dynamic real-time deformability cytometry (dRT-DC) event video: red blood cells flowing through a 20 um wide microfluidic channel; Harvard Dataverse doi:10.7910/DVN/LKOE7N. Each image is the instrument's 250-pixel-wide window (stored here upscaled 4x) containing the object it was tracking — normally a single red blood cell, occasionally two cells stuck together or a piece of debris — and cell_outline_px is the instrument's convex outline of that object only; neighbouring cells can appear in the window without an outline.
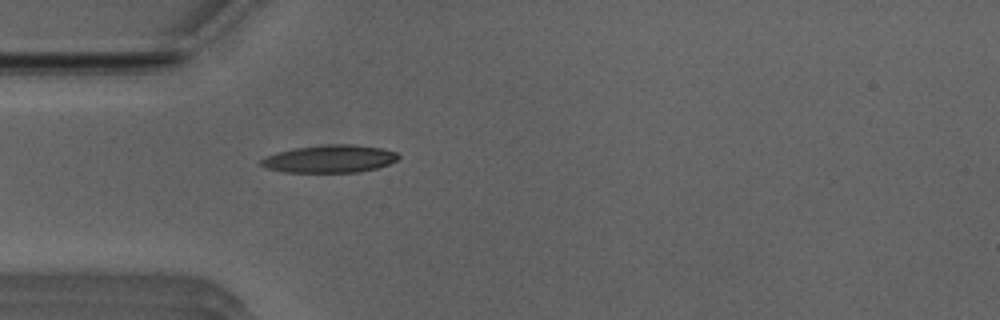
{"species": "Egyptian fruit bat (a non-hibernating species)", "species_latin": "Rousettus aegyptiacus", "temperature_condition": "room temperature", "stored_images_in_passage": 39, "camera_frame_rate_fps": 3000, "um_per_image_px": 0.085, "animal": {"sex": "male"}, "frame": {"image": 1, "passage_image": 2, "time_ms": 0.333, "image_size_px": [1000, 320], "cell_outline_px": [[400, 156], [396, 160], [388, 164], [376, 168], [356, 172], [284, 172], [268, 168], [260, 164], [260, 160], [276, 152], [296, 148], [324, 144], [356, 144], [384, 148], [396, 152]], "centroid_in_image_um": [28.05, 13.49], "position_along_channel_um": 56.9, "area_um2": 22.08}}
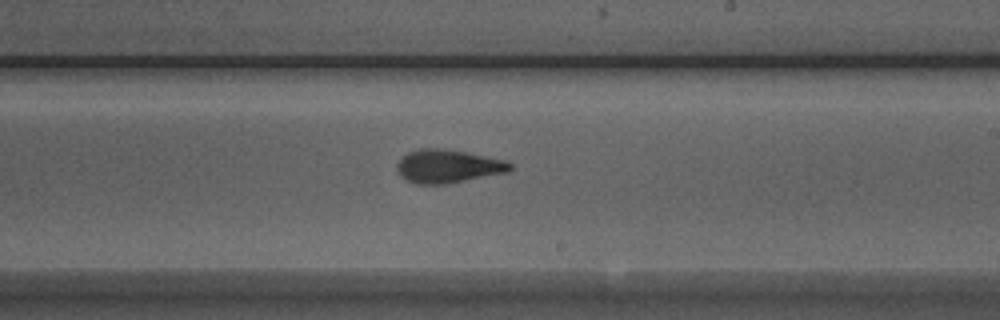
{"frame": {"image": 2, "passage_image": 17, "time_ms": 5.333, "image_size_px": [1000, 320], "cell_outline_px": [[512, 168], [508, 172], [444, 184], [416, 184], [400, 176], [396, 168], [396, 164], [408, 152], [420, 148], [440, 148], [464, 152], [504, 160], [512, 164]], "centroid_in_image_um": [38.04, 14.13], "position_along_channel_um": 251.0, "area_um2": 21.68}}
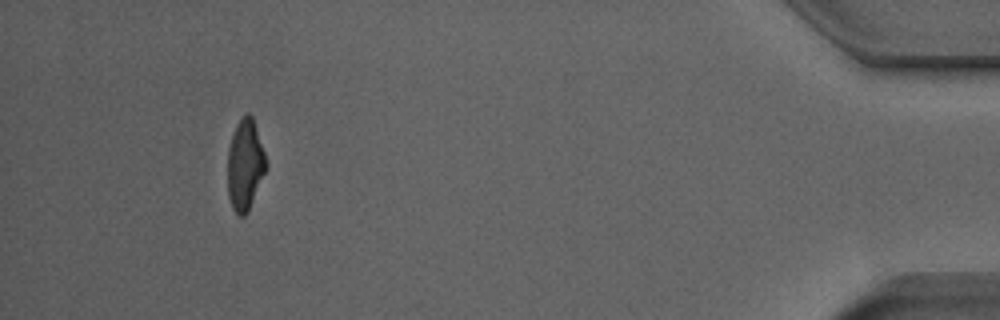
{"frame": {"image": 3, "passage_image": 35, "time_ms": 11.333, "image_size_px": [1000, 320], "cell_outline_px": [[268, 168], [248, 212], [244, 216], [240, 216], [232, 208], [228, 196], [228, 148], [236, 124], [248, 112], [252, 116], [268, 164]], "centroid_in_image_um": [20.84, 14.05], "position_along_channel_um": 414.4, "area_um2": 20.4}, "authors_computed_cell_mechanics": {"area_um2": 21.2126, "velocity_mm_per_s": 3.9425, "shape_relaxation_time_tau1_ms": 3.6623, "shape_relaxation_time_tau2_ms": 1.6589, "deformation_change_tau1": 0.193, "deformation_change_tau2": 0.1067}}